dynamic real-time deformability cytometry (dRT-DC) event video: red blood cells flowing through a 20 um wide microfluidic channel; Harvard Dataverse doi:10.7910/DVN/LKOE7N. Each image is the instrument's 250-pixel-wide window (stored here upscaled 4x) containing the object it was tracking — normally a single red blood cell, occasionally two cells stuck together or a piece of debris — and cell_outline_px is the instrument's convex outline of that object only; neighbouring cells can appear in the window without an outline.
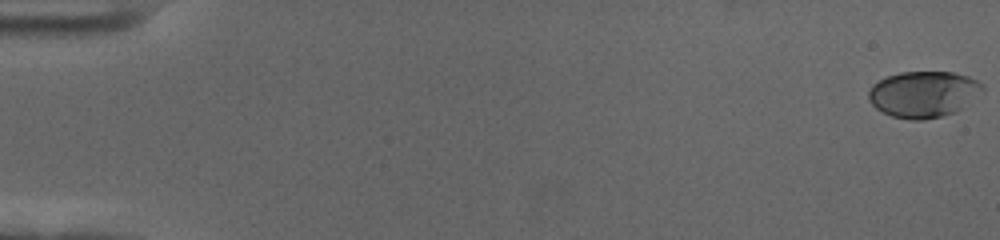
{"species": "human", "species_latin": "Homo sapiens", "temperature_condition": "cold", "stored_images_in_passage": 59, "camera_frame_rate_fps": 3000, "um_per_image_px": 0.085, "donor": {"sex": "female"}, "frame": {"image": 1, "passage_image": 1, "time_ms": 0.0, "image_size_px": [1000, 240], "cell_outline_px": [[984, 92], [956, 112], [944, 116], [924, 120], [908, 120], [892, 116], [876, 108], [868, 100], [868, 92], [872, 84], [884, 76], [900, 72], [952, 72], [968, 76], [984, 84]], "centroid_in_image_um": [78.5, 8.0], "position_along_channel_um": 6.5, "area_um2": 31.15}}
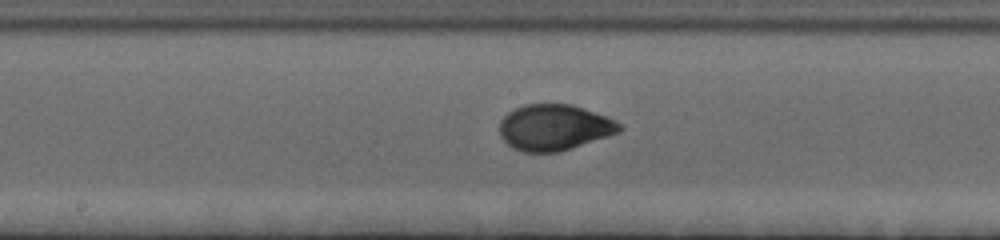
{"frame": {"image": 2, "passage_image": 32, "time_ms": 10.333, "image_size_px": [1000, 240], "cell_outline_px": [[624, 128], [620, 132], [560, 152], [524, 152], [512, 148], [500, 136], [500, 120], [508, 112], [524, 104], [572, 104], [608, 116], [620, 124]], "centroid_in_image_um": [47.12, 10.83], "position_along_channel_um": 201.1, "area_um2": 32.25}}
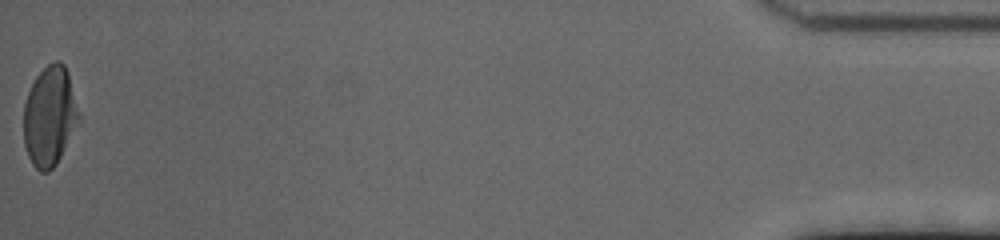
{"frame": {"image": 3, "passage_image": 59, "time_ms": 19.333, "image_size_px": [1000, 240], "cell_outline_px": [[80, 120], [56, 164], [48, 172], [40, 172], [32, 164], [28, 156], [24, 144], [24, 104], [28, 92], [36, 76], [48, 64], [56, 60], [60, 60], [64, 64], [68, 72], [80, 112]], "centroid_in_image_um": [4.23, 9.86], "position_along_channel_um": 431.0, "area_um2": 32.14}, "authors_computed_cell_mechanics": {"area_um2": 31.3854, "velocity_mm_per_s": 3.5552, "shape_relaxation_time_tau1_ms": 4.5439, "shape_relaxation_time_tau2_ms": null, "deformation_change_tau1": 0.1797, "deformation_change_tau2": null}}